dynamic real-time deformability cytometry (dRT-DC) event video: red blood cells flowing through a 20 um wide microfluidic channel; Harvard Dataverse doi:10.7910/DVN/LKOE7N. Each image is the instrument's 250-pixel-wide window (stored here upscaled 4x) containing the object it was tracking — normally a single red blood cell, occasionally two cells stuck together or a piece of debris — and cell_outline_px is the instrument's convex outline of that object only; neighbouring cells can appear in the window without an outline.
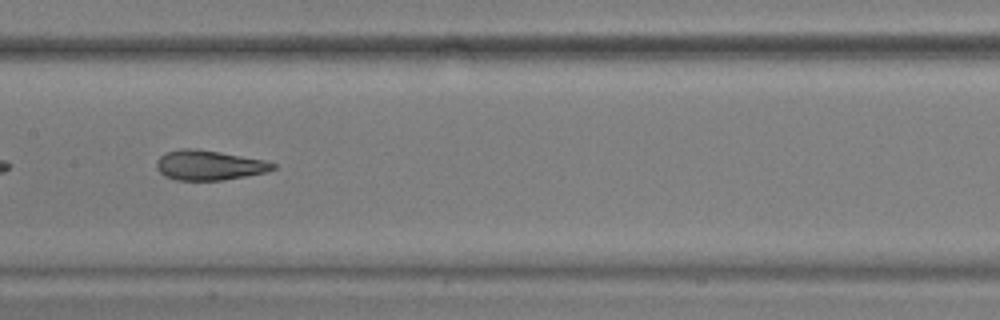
{"species": "common noctule bat (a hibernating species)", "species_latin": "Nyctalus noctula", "temperature_condition": "warm", "stored_images_in_passage": 39, "camera_frame_rate_fps": 3000, "um_per_image_px": 0.085, "animal": {"sex": "male", "body_mass_g": 17.9, "forearm_length_mm": 54.2}, "frame": {"image": 1, "passage_image": 12, "time_ms": 3.667, "image_size_px": [1000, 320], "cell_outline_px": [[276, 168], [268, 172], [220, 180], [176, 180], [164, 176], [156, 168], [156, 160], [164, 152], [184, 148], [196, 148], [220, 152], [264, 160], [276, 164]], "centroid_in_image_um": [17.74, 14.03], "position_along_channel_um": 189.7, "area_um2": 20.29}}
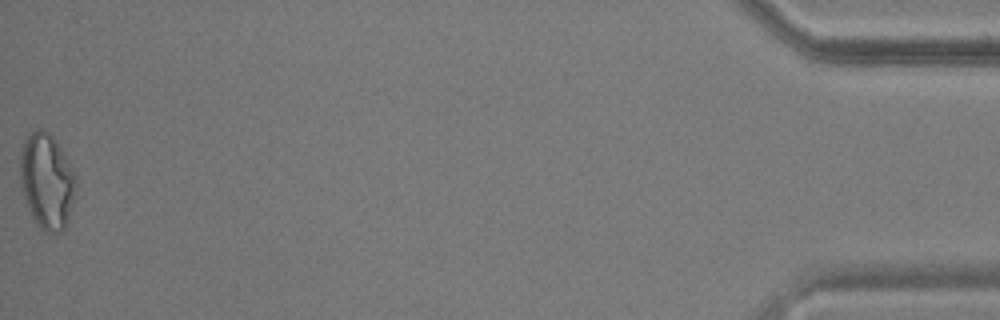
{"frame": {"image": 2, "passage_image": 39, "time_ms": 12.667, "image_size_px": [1000, 320], "cell_outline_px": [[76, 184], [68, 216], [64, 228], [56, 236], [40, 228], [32, 216], [24, 196], [20, 184], [20, 152], [24, 140], [36, 128], [44, 128], [56, 140], [76, 176]], "centroid_in_image_um": [3.96, 15.37], "position_along_channel_um": 431.2, "area_um2": 30.75}, "authors_computed_cell_mechanics": {"area_um2": 21.5016, "velocity_mm_per_s": 3.7045, "shape_relaxation_time_tau1_ms": 6.5419, "shape_relaxation_time_tau2_ms": 1.747, "deformation_change_tau1": 0.2267, "deformation_change_tau2": 0.085}}